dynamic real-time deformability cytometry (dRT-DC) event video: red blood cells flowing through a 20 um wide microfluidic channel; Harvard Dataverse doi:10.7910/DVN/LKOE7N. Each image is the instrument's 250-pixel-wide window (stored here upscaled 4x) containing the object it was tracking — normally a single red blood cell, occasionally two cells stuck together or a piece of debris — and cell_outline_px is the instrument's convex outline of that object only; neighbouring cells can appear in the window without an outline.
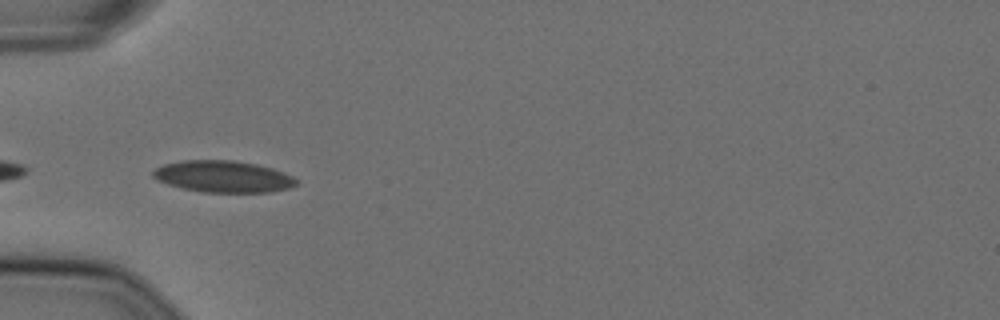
{"species": "Egyptian fruit bat (a non-hibernating species)", "species_latin": "Rousettus aegyptiacus", "temperature_condition": "cold", "stored_images_in_passage": 45, "camera_frame_rate_fps": 3000, "um_per_image_px": 0.085, "animal": {"sex": "female"}, "frame": {"image": 1, "passage_image": 18, "time_ms": 5.667, "image_size_px": [1000, 320], "cell_outline_px": [[296, 184], [288, 188], [272, 192], [200, 192], [180, 188], [156, 180], [152, 176], [152, 172], [156, 168], [164, 164], [180, 160], [232, 160], [256, 164], [272, 168], [292, 176], [296, 180]], "centroid_in_image_um": [18.92, 15.0], "position_along_channel_um": 66.1, "area_um2": 26.47}}
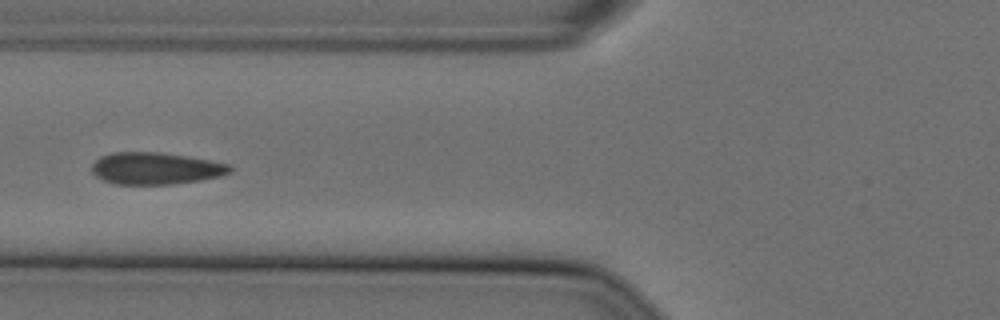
{"frame": {"image": 2, "passage_image": 22, "time_ms": 7.0, "image_size_px": [1000, 320], "cell_outline_px": [[232, 172], [220, 176], [200, 180], [172, 184], [112, 184], [96, 176], [92, 172], [92, 164], [100, 156], [112, 152], [156, 152], [184, 156], [232, 164]], "centroid_in_image_um": [13.22, 14.31], "position_along_channel_um": 112.6, "area_um2": 25.66}, "authors_computed_cell_mechanics": {"area_um2": 26.4146, "velocity_mm_per_s": 3.6051, "shape_relaxation_time_tau1_ms": 9.7828, "shape_relaxation_time_tau2_ms": null, "deformation_change_tau1": 0.1941, "deformation_change_tau2": null}}